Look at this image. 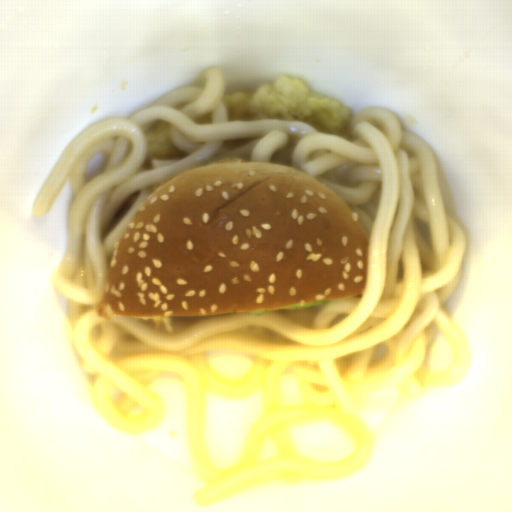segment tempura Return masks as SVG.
I'll return each mask as SVG.
<instances>
[{"instance_id":"tempura-1","label":"tempura","mask_w":512,"mask_h":512,"mask_svg":"<svg viewBox=\"0 0 512 512\" xmlns=\"http://www.w3.org/2000/svg\"><path fill=\"white\" fill-rule=\"evenodd\" d=\"M227 121L283 120L306 122L319 133L347 136L352 108L324 92L307 88L304 80L279 76L256 91L224 95Z\"/></svg>"},{"instance_id":"tempura-2","label":"tempura","mask_w":512,"mask_h":512,"mask_svg":"<svg viewBox=\"0 0 512 512\" xmlns=\"http://www.w3.org/2000/svg\"><path fill=\"white\" fill-rule=\"evenodd\" d=\"M146 159H177L182 157L170 139L169 122L157 123L144 131Z\"/></svg>"}]
</instances>
